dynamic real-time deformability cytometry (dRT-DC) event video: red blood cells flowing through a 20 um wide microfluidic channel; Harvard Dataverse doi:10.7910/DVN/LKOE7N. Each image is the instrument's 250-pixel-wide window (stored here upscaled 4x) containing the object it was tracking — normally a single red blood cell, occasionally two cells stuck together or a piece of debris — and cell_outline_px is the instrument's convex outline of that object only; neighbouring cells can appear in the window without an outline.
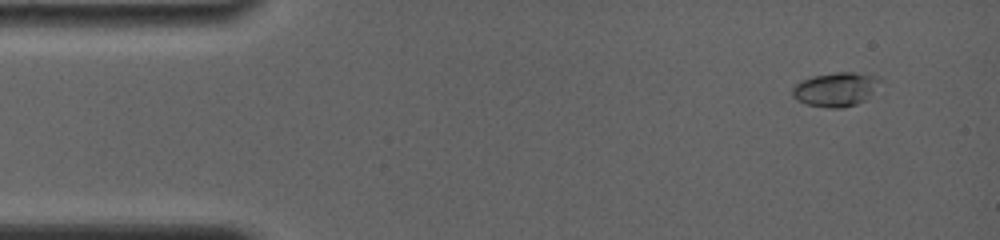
{"species": "common noctule bat (a hibernating species)", "species_latin": "Nyctalus noctula", "temperature_condition": "room temperature", "stored_images_in_passage": 8, "camera_frame_rate_fps": 4000, "um_per_image_px": 0.085, "animal": {"sex": "female", "body_mass_g": 19.0, "forearm_length_mm": 56.7}, "frame": {"image": 1, "passage_image": 2, "time_ms": 0.75, "image_size_px": [1000, 240], "cell_outline_px": [[880, 80], [872, 92], [864, 100], [856, 104], [840, 108], [828, 108], [808, 104], [796, 100], [792, 96], [792, 88], [800, 80], [812, 76], [836, 72], [852, 72], [880, 76]], "centroid_in_image_um": [70.99, 7.58], "position_along_channel_um": 14.0, "area_um2": 17.28}}
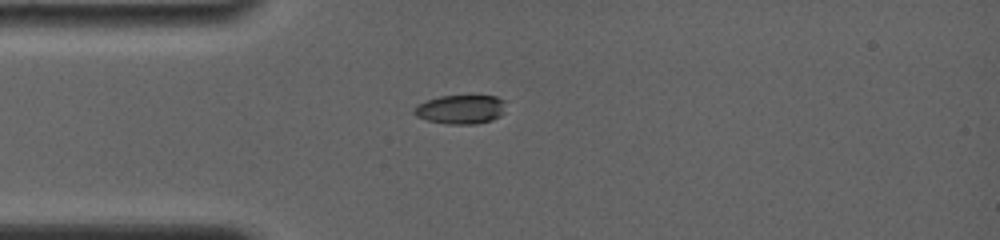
{"frame": {"image": 2, "passage_image": 5, "time_ms": 3.75, "image_size_px": [1000, 240], "cell_outline_px": [[504, 112], [500, 116], [492, 120], [476, 124], [448, 124], [428, 120], [416, 116], [412, 112], [412, 108], [416, 104], [440, 96], [496, 96], [504, 100]], "centroid_in_image_um": [39.13, 9.3], "position_along_channel_um": 45.9, "area_um2": 15.55}}
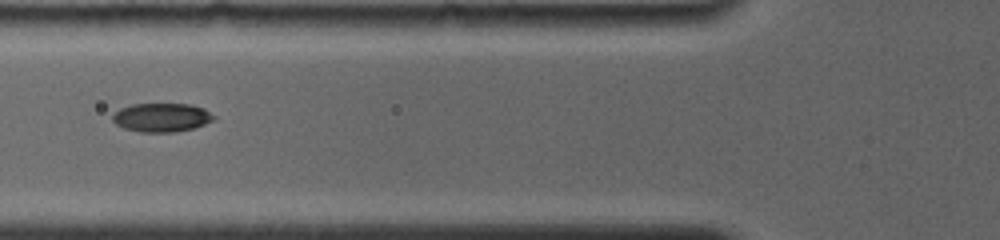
{"frame": {"image": 3, "passage_image": 7, "time_ms": 5.75, "image_size_px": [1000, 240], "cell_outline_px": [[216, 120], [192, 128], [172, 132], [140, 132], [124, 128], [116, 124], [112, 120], [112, 116], [120, 108], [132, 104], [192, 104], [204, 108], [216, 116]], "centroid_in_image_um": [13.76, 9.98], "position_along_channel_um": 112.0, "area_um2": 16.99}}